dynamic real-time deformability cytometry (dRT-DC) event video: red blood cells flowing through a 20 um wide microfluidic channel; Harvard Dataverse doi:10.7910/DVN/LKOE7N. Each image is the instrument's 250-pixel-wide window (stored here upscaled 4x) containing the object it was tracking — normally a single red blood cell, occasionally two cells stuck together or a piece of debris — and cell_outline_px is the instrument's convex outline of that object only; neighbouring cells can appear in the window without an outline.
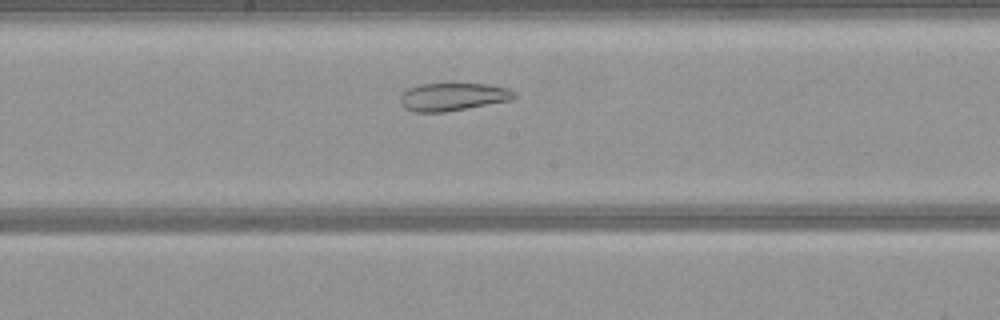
{"species": "common noctule bat (a hibernating species)", "species_latin": "Nyctalus noctula", "temperature_condition": "warm", "stored_images_in_passage": 44, "camera_frame_rate_fps": 3000, "um_per_image_px": 0.085, "animal": {"sex": "female", "body_mass_g": 21.9}, "frame": {"image": 1, "passage_image": 19, "time_ms": 6.0, "image_size_px": [1000, 320], "cell_outline_px": [[516, 96], [512, 100], [444, 112], [412, 112], [404, 108], [400, 104], [400, 96], [408, 88], [420, 84], [488, 84], [508, 88], [516, 92]], "centroid_in_image_um": [38.48, 8.23], "position_along_channel_um": 209.7, "area_um2": 18.55}}
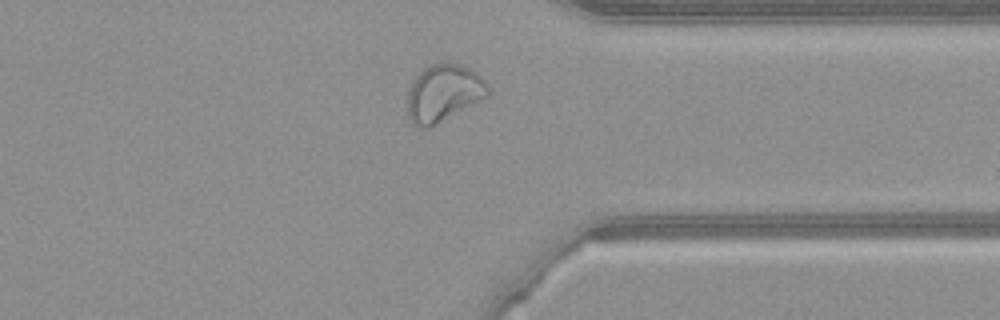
{"frame": {"image": 2, "passage_image": 32, "time_ms": 10.333, "image_size_px": [1000, 320], "cell_outline_px": [[492, 92], [488, 96], [428, 128], [420, 128], [412, 124], [408, 116], [408, 92], [416, 76], [424, 68], [432, 64], [444, 60], [460, 64], [472, 68], [488, 84]], "centroid_in_image_um": [37.73, 7.87], "position_along_channel_um": 373.7, "area_um2": 26.99}}
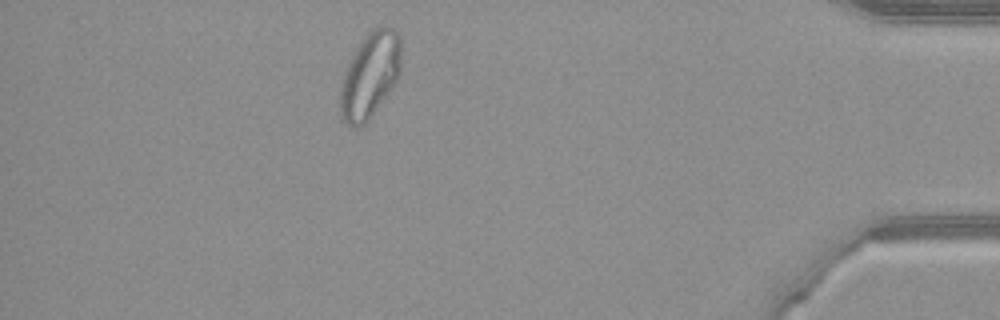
{"frame": {"image": 3, "passage_image": 38, "time_ms": 12.333, "image_size_px": [1000, 320], "cell_outline_px": [[400, 72], [396, 80], [388, 92], [368, 120], [360, 128], [352, 128], [340, 120], [340, 88], [344, 72], [356, 48], [368, 32], [372, 28], [380, 24], [384, 24], [392, 28], [400, 36]], "centroid_in_image_um": [31.42, 6.4], "position_along_channel_um": 403.8, "area_um2": 30.4}}